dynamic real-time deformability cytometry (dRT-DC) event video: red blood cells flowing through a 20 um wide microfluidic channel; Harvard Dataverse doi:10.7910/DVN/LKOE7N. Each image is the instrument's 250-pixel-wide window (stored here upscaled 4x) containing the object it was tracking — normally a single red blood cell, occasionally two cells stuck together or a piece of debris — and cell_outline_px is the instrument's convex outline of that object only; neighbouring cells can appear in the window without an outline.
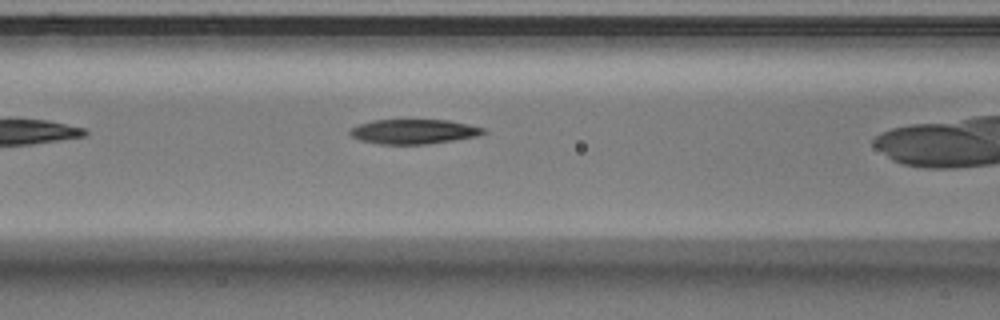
{"species": "Egyptian fruit bat (a non-hibernating species)", "species_latin": "Rousettus aegyptiacus", "temperature_condition": "warm", "stored_images_in_passage": 5, "camera_frame_rate_fps": 3000, "um_per_image_px": 0.085, "animal": {"sex": "male"}, "frame": {"image": 1, "passage_image": 4, "time_ms": 1.0, "image_size_px": [1000, 320], "cell_outline_px": [[488, 132], [476, 136], [428, 144], [380, 144], [360, 140], [352, 136], [348, 132], [352, 128], [360, 124], [372, 120], [448, 120], [468, 124], [484, 128]], "centroid_in_image_um": [35.17, 11.18], "position_along_channel_um": 131.4, "area_um2": 19.02}}